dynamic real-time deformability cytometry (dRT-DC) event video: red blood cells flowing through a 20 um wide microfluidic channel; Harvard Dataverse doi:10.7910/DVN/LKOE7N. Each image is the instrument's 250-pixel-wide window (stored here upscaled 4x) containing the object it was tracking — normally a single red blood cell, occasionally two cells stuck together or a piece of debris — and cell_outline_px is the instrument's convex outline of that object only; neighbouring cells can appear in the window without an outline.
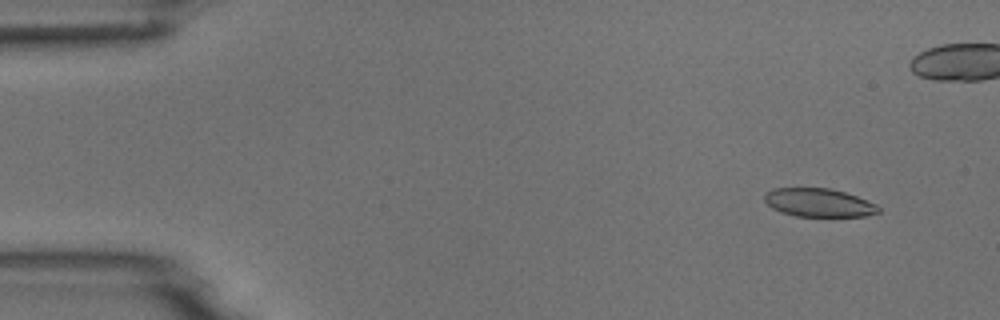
{"species": "common noctule bat (a hibernating species)", "species_latin": "Nyctalus noctula", "temperature_condition": "room temperature", "stored_images_in_passage": 6, "camera_frame_rate_fps": 3000, "um_per_image_px": 0.085, "animal": {"sex": "male", "body_mass_g": 18.8}, "frame": {"image": 1, "passage_image": 2, "time_ms": 1.0, "image_size_px": [1000, 320], "cell_outline_px": [[880, 212], [868, 216], [796, 216], [780, 212], [772, 208], [764, 200], [764, 196], [772, 188], [828, 188], [844, 192], [856, 196], [876, 204], [880, 208]], "centroid_in_image_um": [69.6, 17.23], "position_along_channel_um": 15.4, "area_um2": 18.79}}